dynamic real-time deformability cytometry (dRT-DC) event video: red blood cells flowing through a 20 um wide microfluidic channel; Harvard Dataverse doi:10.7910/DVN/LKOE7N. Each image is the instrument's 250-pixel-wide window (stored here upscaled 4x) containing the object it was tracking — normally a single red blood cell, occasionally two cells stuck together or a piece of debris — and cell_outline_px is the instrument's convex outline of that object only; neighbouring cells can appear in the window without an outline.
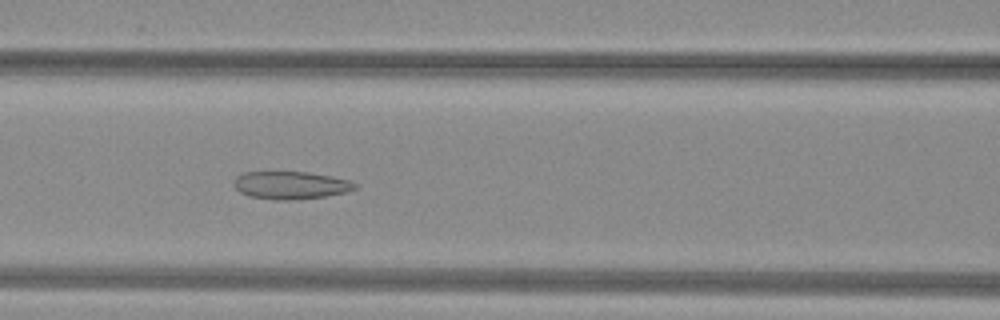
{"species": "common noctule bat (a hibernating species)", "species_latin": "Nyctalus noctula", "temperature_condition": "warm", "stored_images_in_passage": 52, "camera_frame_rate_fps": 3000, "um_per_image_px": 0.085, "animal": {"sex": "female", "body_mass_g": 29.2, "forearm_length_mm": 56.3}, "frame": {"image": 1, "passage_image": 23, "time_ms": 7.333, "image_size_px": [1000, 320], "cell_outline_px": [[360, 184], [356, 188], [348, 192], [324, 196], [296, 200], [276, 200], [248, 196], [240, 192], [232, 184], [236, 176], [244, 172], [308, 172], [332, 176], [352, 180]], "centroid_in_image_um": [24.75, 15.74], "position_along_channel_um": 141.9, "area_um2": 19.88}}
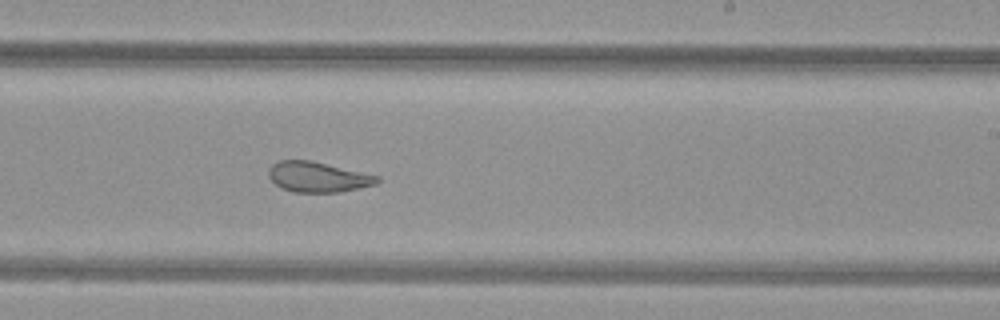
{"frame": {"image": 2, "passage_image": 32, "time_ms": 10.333, "image_size_px": [1000, 320], "cell_outline_px": [[380, 180], [376, 184], [360, 188], [340, 192], [292, 192], [280, 188], [268, 176], [268, 168], [276, 160], [312, 160], [380, 176]], "centroid_in_image_um": [27.0, 15.03], "position_along_channel_um": 262.0, "area_um2": 19.42}}
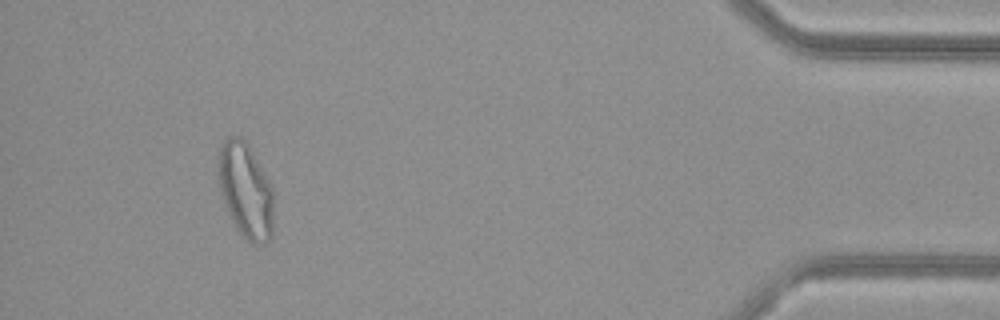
{"frame": {"image": 3, "passage_image": 48, "time_ms": 15.667, "image_size_px": [1000, 320], "cell_outline_px": [[272, 236], [264, 244], [252, 244], [236, 228], [228, 212], [220, 188], [216, 172], [216, 156], [224, 140], [228, 136], [236, 136], [244, 140], [248, 144], [264, 172], [272, 188]], "centroid_in_image_um": [20.84, 16.16], "position_along_channel_um": 414.4, "area_um2": 30.63}, "authors_computed_cell_mechanics": {"area_um2": 25.6632, "velocity_mm_per_s": 4.0132, "shape_relaxation_time_tau1_ms": null, "shape_relaxation_time_tau2_ms": 1.6659, "deformation_change_tau1": null, "deformation_change_tau2": 0.0706}}